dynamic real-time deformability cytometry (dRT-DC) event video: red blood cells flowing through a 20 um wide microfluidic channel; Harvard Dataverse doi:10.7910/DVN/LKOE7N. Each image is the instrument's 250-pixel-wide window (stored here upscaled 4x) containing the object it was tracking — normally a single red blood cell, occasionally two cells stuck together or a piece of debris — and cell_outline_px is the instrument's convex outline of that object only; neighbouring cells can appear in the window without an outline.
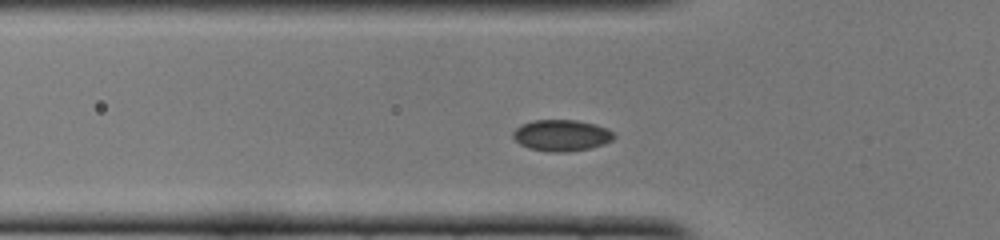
{"species": "common noctule bat (a hibernating species)", "species_latin": "Nyctalus noctula", "temperature_condition": "cold", "stored_images_in_passage": 44, "camera_frame_rate_fps": 3000, "um_per_image_px": 0.085, "animal": {"sex": "female", "body_mass_g": 22.0, "forearm_length_mm": 56.7}, "frame": {"image": 1, "passage_image": 8, "time_ms": 2.333, "image_size_px": [1000, 240], "cell_outline_px": [[616, 136], [612, 140], [604, 144], [588, 148], [568, 152], [548, 152], [528, 148], [520, 144], [512, 136], [512, 132], [520, 124], [532, 120], [576, 120], [596, 124], [608, 128]], "centroid_in_image_um": [47.72, 11.5], "position_along_channel_um": 78.1, "area_um2": 18.61}}
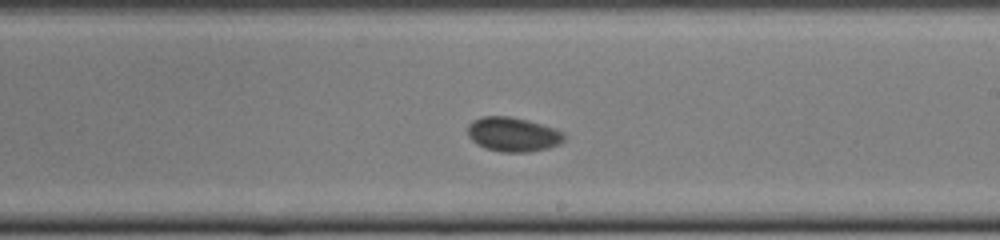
{"frame": {"image": 2, "passage_image": 21, "time_ms": 6.667, "image_size_px": [1000, 240], "cell_outline_px": [[564, 140], [560, 144], [548, 148], [528, 152], [500, 152], [484, 148], [476, 144], [468, 136], [468, 124], [472, 120], [484, 116], [508, 116], [540, 124], [564, 132]], "centroid_in_image_um": [43.57, 11.44], "position_along_channel_um": 245.4, "area_um2": 19.25}}
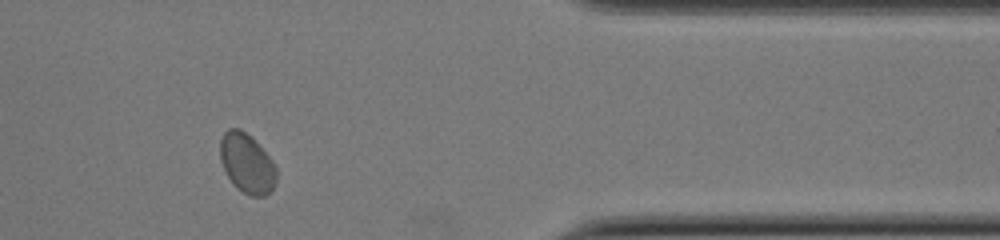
{"frame": {"image": 3, "passage_image": 34, "time_ms": 11.0, "image_size_px": [1000, 240], "cell_outline_px": [[276, 184], [264, 196], [248, 196], [236, 188], [228, 176], [220, 160], [220, 140], [224, 132], [228, 128], [240, 128], [252, 136], [272, 160], [276, 168]], "centroid_in_image_um": [20.98, 13.87], "position_along_channel_um": 390.4, "area_um2": 19.65}, "authors_computed_cell_mechanics": {"area_um2": 19.1318, "velocity_mm_per_s": 3.8702, "shape_relaxation_time_tau1_ms": 3.3853, "shape_relaxation_time_tau2_ms": null, "deformation_change_tau1": 0.0463, "deformation_change_tau2": null}}